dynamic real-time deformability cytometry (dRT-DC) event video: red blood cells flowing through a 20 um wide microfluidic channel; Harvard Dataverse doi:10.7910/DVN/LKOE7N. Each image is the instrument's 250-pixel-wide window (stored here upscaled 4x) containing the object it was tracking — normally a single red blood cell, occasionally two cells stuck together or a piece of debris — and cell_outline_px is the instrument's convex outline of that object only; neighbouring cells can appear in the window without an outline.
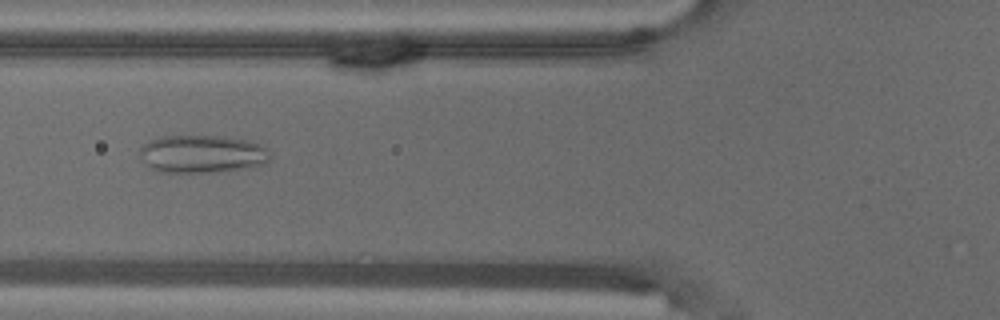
{"species": "common noctule bat (a hibernating species)", "species_latin": "Nyctalus noctula", "temperature_condition": "warm", "stored_images_in_passage": 40, "camera_frame_rate_fps": 3000, "um_per_image_px": 0.085, "animal": {"sex": "male", "body_mass_g": 18.8}, "frame": {"image": 1, "passage_image": 6, "time_ms": 1.667, "image_size_px": [1000, 320], "cell_outline_px": [[272, 156], [268, 164], [224, 172], [156, 172], [140, 156], [140, 148], [148, 140], [160, 136], [220, 136], [248, 140], [260, 144], [268, 148]], "centroid_in_image_um": [17.25, 13.09], "position_along_channel_um": 108.6, "area_um2": 29.19}}
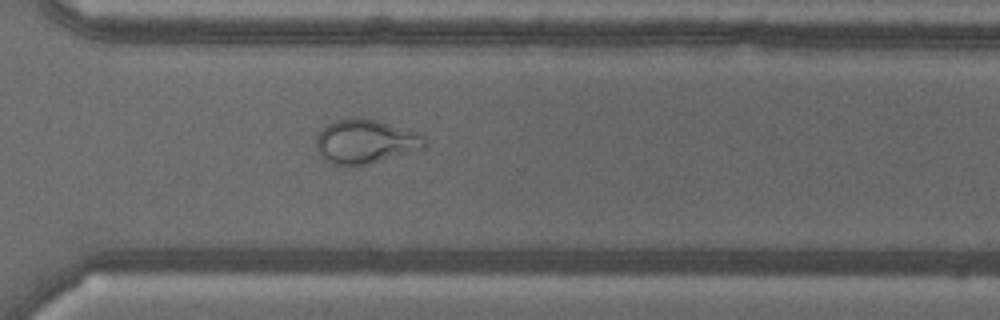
{"frame": {"image": 2, "passage_image": 25, "time_ms": 8.0, "image_size_px": [1000, 320], "cell_outline_px": [[428, 144], [424, 148], [368, 164], [332, 164], [324, 160], [320, 156], [316, 148], [316, 136], [328, 124], [336, 120], [352, 116], [356, 116], [372, 120], [416, 132], [424, 136]], "centroid_in_image_um": [31.03, 12.02], "position_along_channel_um": 339.6, "area_um2": 27.51}}
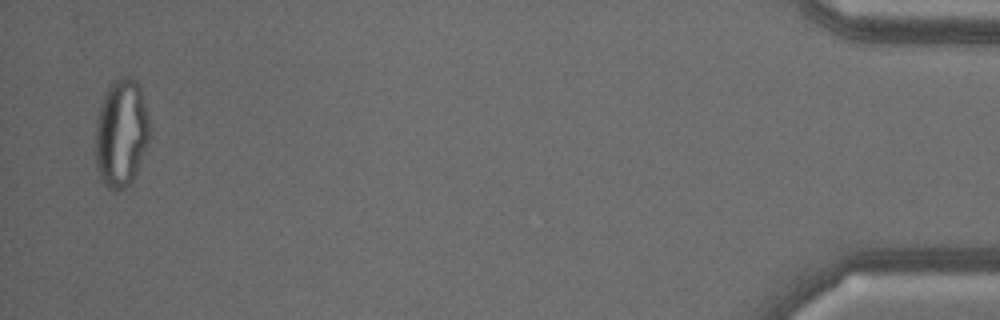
{"frame": {"image": 3, "passage_image": 39, "time_ms": 12.667, "image_size_px": [1000, 320], "cell_outline_px": [[152, 132], [148, 144], [132, 180], [128, 184], [116, 192], [112, 192], [108, 188], [100, 176], [96, 164], [96, 120], [100, 104], [104, 92], [108, 84], [112, 80], [120, 76], [132, 76], [140, 84], [152, 128]], "centroid_in_image_um": [10.33, 11.23], "position_along_channel_um": 424.9, "area_um2": 34.85}}